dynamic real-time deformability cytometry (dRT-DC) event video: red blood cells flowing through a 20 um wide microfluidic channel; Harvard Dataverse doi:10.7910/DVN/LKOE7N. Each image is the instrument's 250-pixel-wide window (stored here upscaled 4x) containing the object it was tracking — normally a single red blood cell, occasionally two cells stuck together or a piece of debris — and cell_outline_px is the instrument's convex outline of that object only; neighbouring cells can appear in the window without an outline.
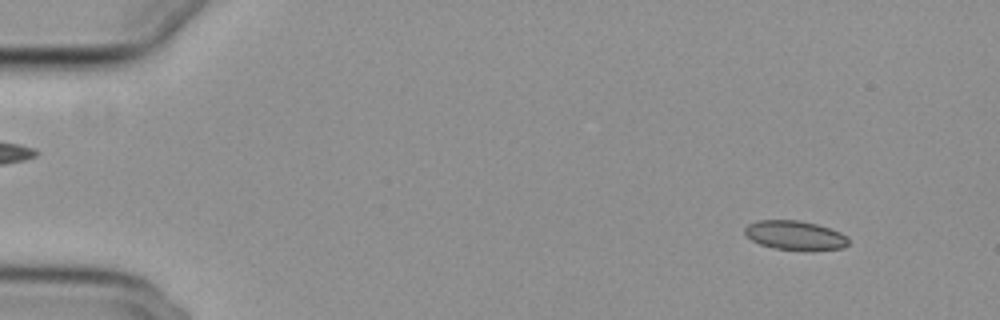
{"species": "common noctule bat (a hibernating species)", "species_latin": "Nyctalus noctula", "temperature_condition": "cold", "stored_images_in_passage": 50, "camera_frame_rate_fps": 3000, "um_per_image_px": 0.085, "animal": {"sex": "female", "body_mass_g": 29.2, "forearm_length_mm": 56.3}, "frame": {"image": 1, "passage_image": 5, "time_ms": 1.333, "image_size_px": [1000, 320], "cell_outline_px": [[848, 244], [844, 248], [776, 248], [760, 244], [752, 240], [744, 232], [744, 228], [748, 224], [756, 220], [800, 220], [816, 224], [840, 232], [848, 236]], "centroid_in_image_um": [67.54, 19.95], "position_along_channel_um": 17.5, "area_um2": 16.99}}
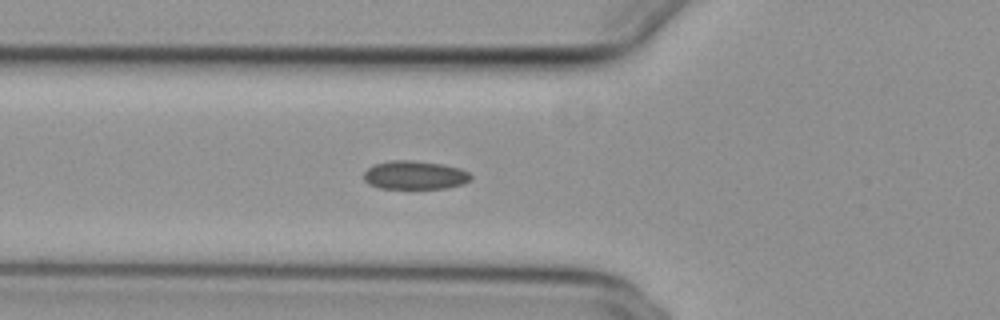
{"frame": {"image": 2, "passage_image": 20, "time_ms": 6.333, "image_size_px": [1000, 320], "cell_outline_px": [[472, 176], [464, 184], [448, 188], [380, 188], [368, 184], [364, 180], [364, 172], [368, 168], [376, 164], [388, 160], [412, 160], [444, 164], [460, 168], [468, 172]], "centroid_in_image_um": [35.26, 14.88], "position_along_channel_um": 90.5, "area_um2": 17.86}}
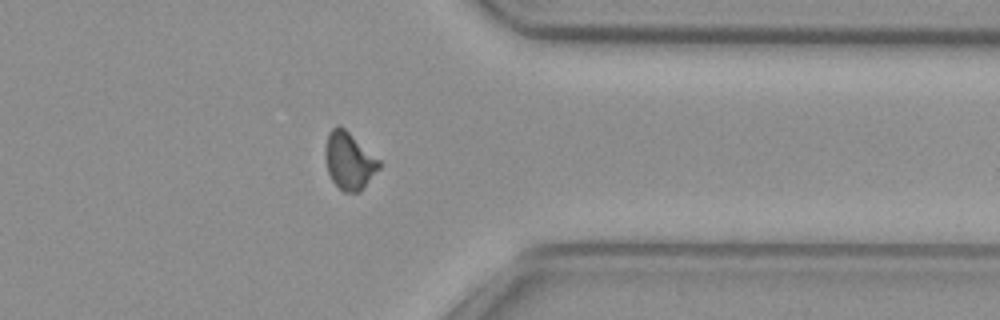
{"frame": {"image": 3, "passage_image": 44, "time_ms": 14.333, "image_size_px": [1000, 320], "cell_outline_px": [[380, 168], [364, 188], [360, 192], [344, 192], [332, 180], [328, 172], [324, 156], [324, 152], [328, 132], [336, 124], [344, 128], [380, 160]], "centroid_in_image_um": [29.67, 13.67], "position_along_channel_um": 381.7, "area_um2": 17.98}, "authors_computed_cell_mechanics": {"area_um2": 17.7446, "velocity_mm_per_s": 3.7272, "shape_relaxation_time_tau1_ms": null, "shape_relaxation_time_tau2_ms": 1.8352, "deformation_change_tau1": null, "deformation_change_tau2": 0.0676}}